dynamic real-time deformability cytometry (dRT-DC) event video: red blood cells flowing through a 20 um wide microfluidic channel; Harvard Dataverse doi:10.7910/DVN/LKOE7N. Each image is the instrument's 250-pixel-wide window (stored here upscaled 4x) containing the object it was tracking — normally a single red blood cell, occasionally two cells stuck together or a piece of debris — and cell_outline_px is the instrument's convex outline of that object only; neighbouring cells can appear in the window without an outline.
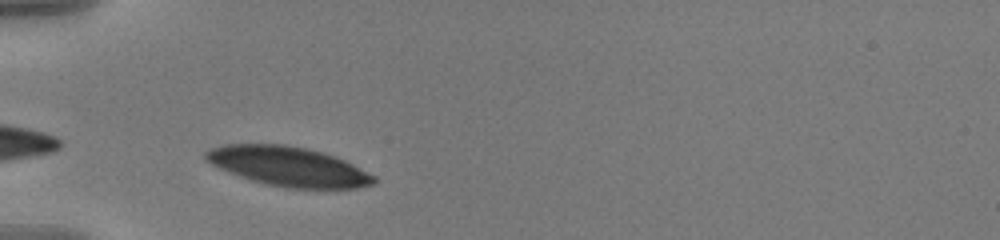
{"species": "human", "species_latin": "Homo sapiens", "temperature_condition": "warm", "stored_images_in_passage": 33, "camera_frame_rate_fps": 3000, "um_per_image_px": 0.085, "donor": {"sex": "male"}, "frame": {"image": 1, "passage_image": 2, "time_ms": 0.333, "image_size_px": [1000, 240], "cell_outline_px": [[376, 180], [372, 184], [356, 188], [288, 188], [268, 184], [252, 180], [240, 176], [220, 168], [212, 164], [204, 156], [204, 152], [212, 148], [224, 144], [284, 144], [308, 148], [336, 156], [376, 176]], "centroid_in_image_um": [24.52, 14.13], "position_along_channel_um": 60.5, "area_um2": 38.38}}
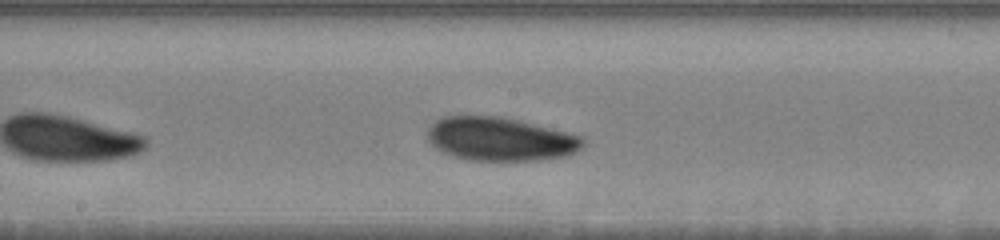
{"frame": {"image": 2, "passage_image": 15, "time_ms": 4.667, "image_size_px": [1000, 240], "cell_outline_px": [[584, 144], [576, 152], [564, 156], [540, 160], [468, 160], [456, 156], [436, 148], [428, 140], [428, 128], [436, 120], [444, 116], [500, 116], [520, 120], [584, 136]], "centroid_in_image_um": [42.56, 11.81], "position_along_channel_um": 205.6, "area_um2": 39.36}}
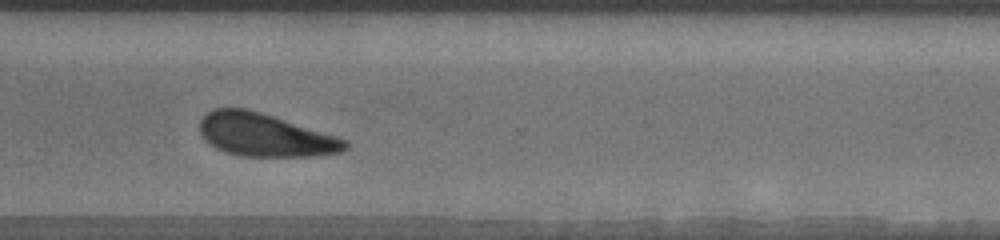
{"frame": {"image": 3, "passage_image": 27, "time_ms": 8.667, "image_size_px": [1000, 240], "cell_outline_px": [[348, 148], [340, 152], [308, 156], [240, 156], [216, 148], [204, 140], [200, 132], [200, 120], [212, 108], [248, 108], [336, 136], [348, 140]], "centroid_in_image_um": [22.5, 11.47], "position_along_channel_um": 348.1, "area_um2": 36.18}, "authors_computed_cell_mechanics": {"area_um2": 38.9572, "velocity_mm_per_s": 3.5695, "shape_relaxation_time_tau1_ms": 1.9507, "shape_relaxation_time_tau2_ms": null, "deformation_change_tau1": 0.0941, "deformation_change_tau2": null}}